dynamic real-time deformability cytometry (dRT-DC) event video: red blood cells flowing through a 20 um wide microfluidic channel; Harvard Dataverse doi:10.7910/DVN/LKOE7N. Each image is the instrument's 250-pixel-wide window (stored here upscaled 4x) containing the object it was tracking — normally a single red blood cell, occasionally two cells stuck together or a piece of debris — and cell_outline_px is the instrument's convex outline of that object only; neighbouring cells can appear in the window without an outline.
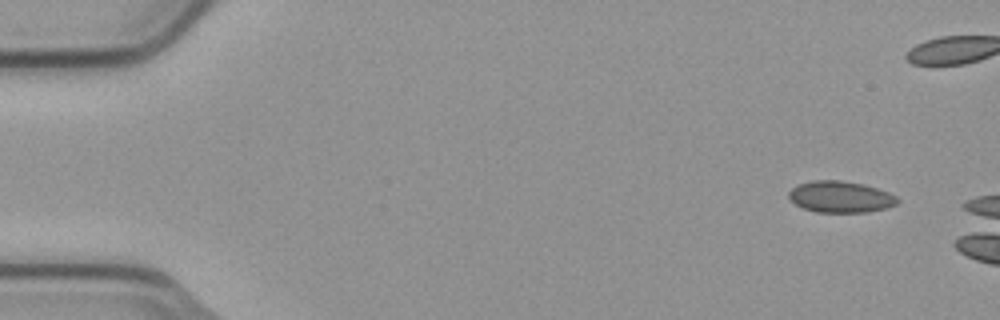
{"species": "common noctule bat (a hibernating species)", "species_latin": "Nyctalus noctula", "temperature_condition": "cold", "stored_images_in_passage": 4, "camera_frame_rate_fps": 3000, "um_per_image_px": 0.085, "animal": {"sex": "male", "body_mass_g": 23.1, "forearm_length_mm": 52.7}, "frame": {"image": 1, "passage_image": 1, "time_ms": 0.0, "image_size_px": [1000, 320], "cell_outline_px": [[900, 200], [896, 204], [888, 208], [868, 212], [816, 212], [804, 208], [796, 204], [788, 196], [788, 192], [792, 188], [800, 184], [812, 180], [840, 180], [864, 184], [888, 192], [896, 196]], "centroid_in_image_um": [71.47, 16.73], "position_along_channel_um": 13.5, "area_um2": 19.88}}